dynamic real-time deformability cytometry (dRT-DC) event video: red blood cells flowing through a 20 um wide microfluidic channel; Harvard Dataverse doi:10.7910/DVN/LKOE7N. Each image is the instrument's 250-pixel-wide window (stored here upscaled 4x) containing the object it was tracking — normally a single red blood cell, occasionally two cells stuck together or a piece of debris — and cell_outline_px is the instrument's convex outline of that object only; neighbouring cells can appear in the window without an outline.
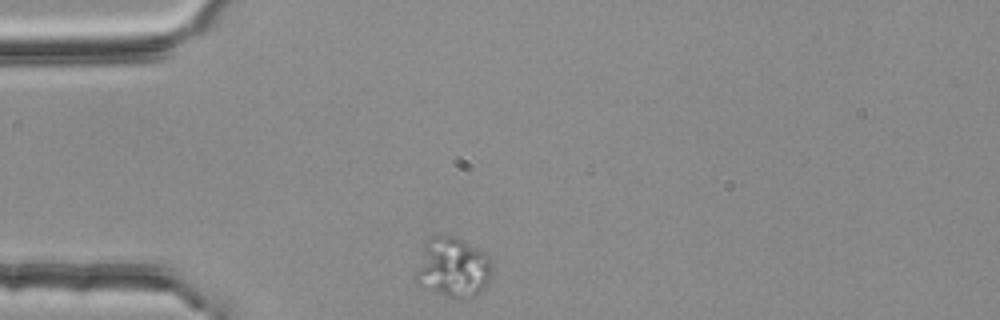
{"species": "common noctule bat (a hibernating species)", "species_latin": "Nyctalus noctula", "temperature_condition": "room temperature", "stored_images_in_passage": 32, "camera_frame_rate_fps": 3000, "um_per_image_px": 0.085, "animal": {"sex": "female", "body_mass_g": 25.1}, "frame": {"image": 1, "passage_image": 1, "time_ms": 0.0, "image_size_px": [1000, 320], "cell_outline_px": [[492, 276], [488, 284], [476, 296], [464, 300], [456, 300], [444, 296], [424, 288], [416, 284], [412, 280], [412, 276], [424, 244], [432, 236], [456, 236], [484, 252], [488, 256], [492, 264]], "centroid_in_image_um": [38.47, 22.79], "position_along_channel_um": 46.5, "area_um2": 27.57}}
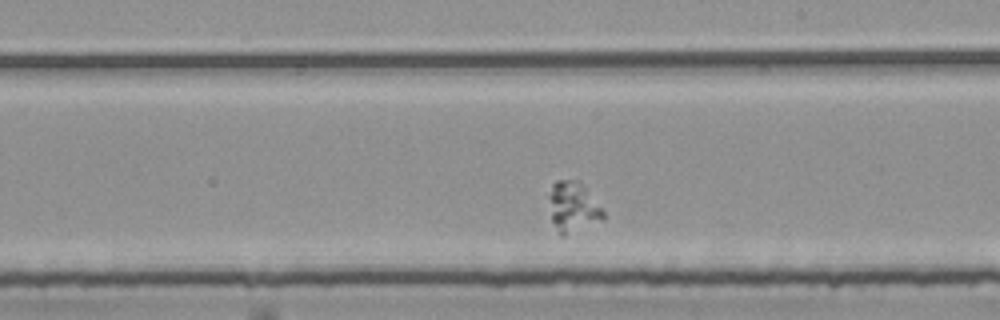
{"frame": {"image": 2, "passage_image": 19, "time_ms": 6.0, "image_size_px": [1000, 320], "cell_outline_px": [[604, 220], [564, 236], [560, 236], [556, 232], [552, 220], [548, 196], [552, 184], [556, 180], [580, 180], [604, 212]], "centroid_in_image_um": [48.69, 17.6], "position_along_channel_um": 240.3, "area_um2": 16.07}}
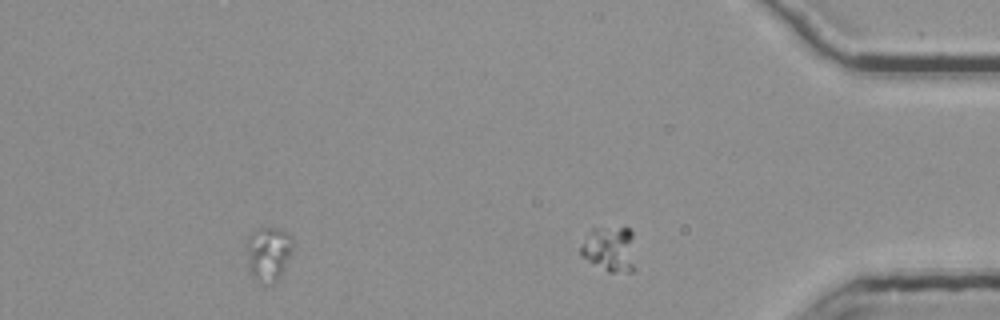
{"frame": {"image": 3, "passage_image": 32, "time_ms": 10.333, "image_size_px": [1000, 320], "cell_outline_px": [[636, 268], [632, 272], [608, 272], [592, 264], [580, 256], [580, 248], [592, 228], [632, 228]], "centroid_in_image_um": [51.87, 21.2], "position_along_channel_um": 383.3, "area_um2": 14.8}}